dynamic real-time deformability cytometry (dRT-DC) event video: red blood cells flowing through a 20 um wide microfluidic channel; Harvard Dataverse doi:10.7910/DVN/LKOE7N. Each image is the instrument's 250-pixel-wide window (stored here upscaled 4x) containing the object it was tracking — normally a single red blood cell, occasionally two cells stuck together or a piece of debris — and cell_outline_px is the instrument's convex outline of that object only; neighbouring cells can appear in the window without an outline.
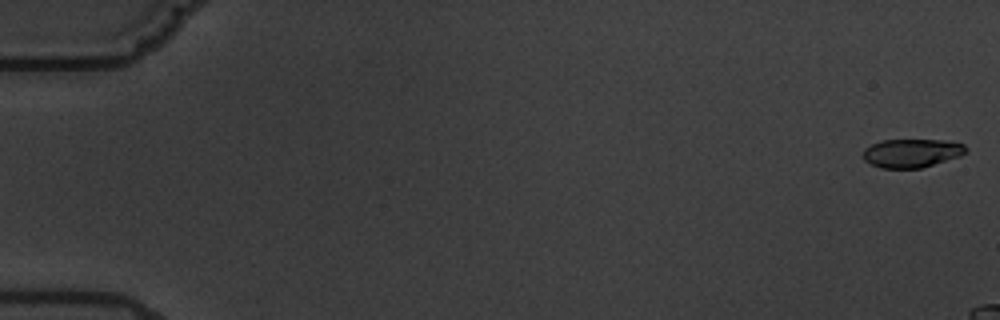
{"species": "common noctule bat (a hibernating species)", "species_latin": "Nyctalus noctula", "temperature_condition": "warm", "stored_images_in_passage": 4, "camera_frame_rate_fps": 3000, "um_per_image_px": 0.085, "animal": {"sex": "male", "body_mass_g": 19.5, "forearm_length_mm": 54.6}, "frame": {"image": 1, "passage_image": 1, "time_ms": 0.0, "image_size_px": [1000, 320], "cell_outline_px": [[968, 152], [960, 156], [920, 168], [880, 168], [864, 160], [864, 148], [872, 144], [884, 140], [944, 140], [964, 144], [968, 148]], "centroid_in_image_um": [77.52, 13.01], "position_along_channel_um": 7.5, "area_um2": 17.05}}